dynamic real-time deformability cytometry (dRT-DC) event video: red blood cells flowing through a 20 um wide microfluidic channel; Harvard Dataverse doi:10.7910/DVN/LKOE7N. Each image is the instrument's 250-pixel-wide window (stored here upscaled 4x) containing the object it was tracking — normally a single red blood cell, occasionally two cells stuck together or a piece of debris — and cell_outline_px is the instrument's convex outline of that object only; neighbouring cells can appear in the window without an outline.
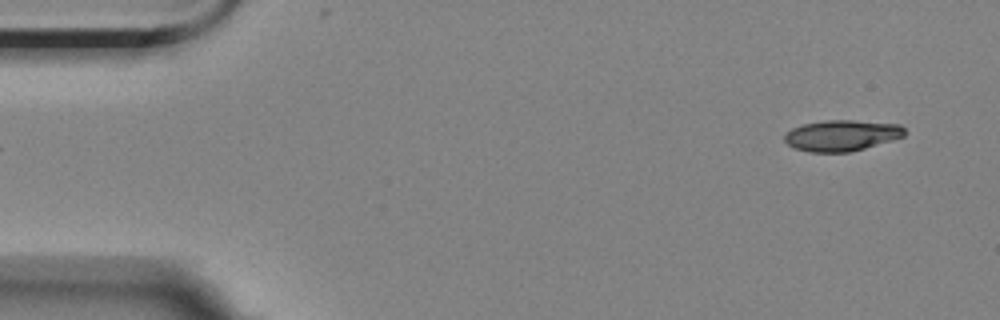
{"species": "Egyptian fruit bat (a non-hibernating species)", "species_latin": "Rousettus aegyptiacus", "temperature_condition": "room temperature", "stored_images_in_passage": 54, "camera_frame_rate_fps": 3000, "um_per_image_px": 0.085, "animal": {"sex": "female"}, "frame": {"image": 1, "passage_image": 1, "time_ms": 0.0, "image_size_px": [1000, 320], "cell_outline_px": [[904, 136], [892, 140], [864, 148], [848, 152], [808, 152], [796, 148], [788, 144], [784, 140], [784, 132], [792, 128], [804, 124], [828, 120], [852, 120], [900, 124], [904, 128]], "centroid_in_image_um": [71.52, 11.51], "position_along_channel_um": 13.5, "area_um2": 21.56}}
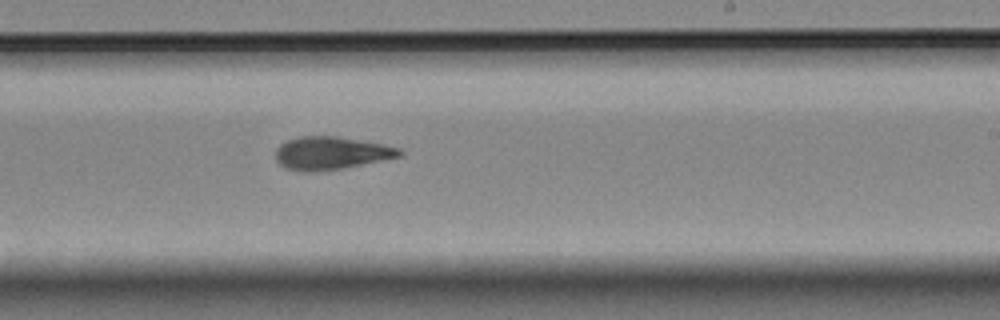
{"frame": {"image": 2, "passage_image": 31, "time_ms": 10.0, "image_size_px": [1000, 320], "cell_outline_px": [[404, 152], [400, 156], [340, 168], [312, 172], [300, 172], [284, 168], [276, 160], [276, 148], [280, 144], [288, 140], [300, 136], [336, 136], [380, 144], [400, 148]], "centroid_in_image_um": [28.07, 13.01], "position_along_channel_um": 260.9, "area_um2": 23.41}}
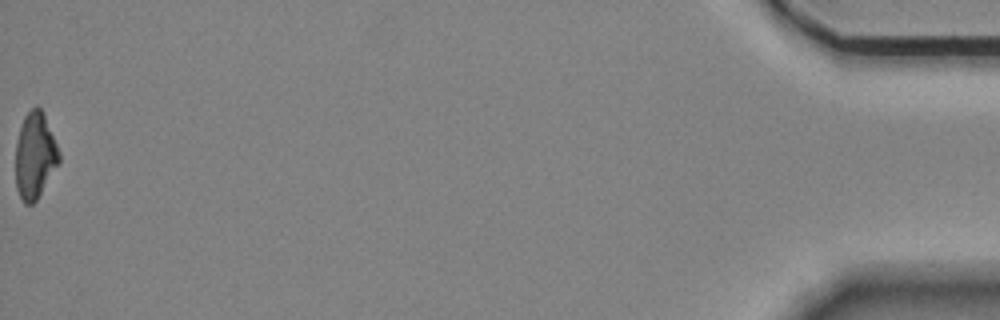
{"frame": {"image": 3, "passage_image": 54, "time_ms": 17.667, "image_size_px": [1000, 320], "cell_outline_px": [[60, 160], [36, 200], [32, 204], [24, 204], [16, 188], [16, 140], [24, 116], [36, 104], [44, 112], [60, 152]], "centroid_in_image_um": [2.97, 13.19], "position_along_channel_um": 432.2, "area_um2": 21.73}, "authors_computed_cell_mechanics": {"area_um2": 23.0333, "velocity_mm_per_s": 3.529, "shape_relaxation_time_tau1_ms": null, "shape_relaxation_time_tau2_ms": 7.286, "deformation_change_tau1": null, "deformation_change_tau2": 0.1787}}